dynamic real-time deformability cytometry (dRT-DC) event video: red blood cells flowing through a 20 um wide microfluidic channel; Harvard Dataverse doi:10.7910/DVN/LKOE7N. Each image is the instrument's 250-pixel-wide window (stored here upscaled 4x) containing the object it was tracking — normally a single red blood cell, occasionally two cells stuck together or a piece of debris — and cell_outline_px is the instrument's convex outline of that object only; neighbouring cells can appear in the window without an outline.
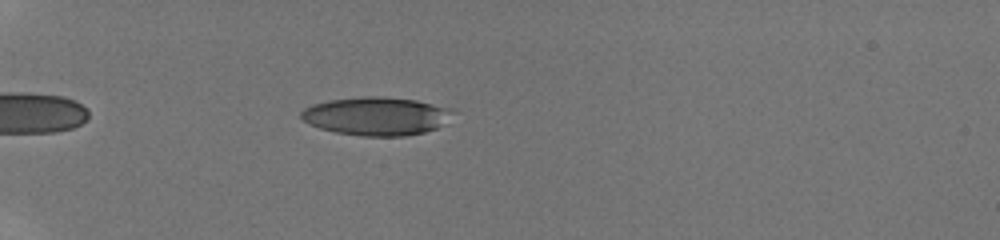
{"species": "human", "species_latin": "Homo sapiens", "temperature_condition": "room temperature", "stored_images_in_passage": 46, "camera_frame_rate_fps": 3000, "um_per_image_px": 0.085, "donor": {"sex": "male"}, "frame": {"image": 1, "passage_image": 9, "time_ms": 2.333, "image_size_px": [1000, 240], "cell_outline_px": [[456, 112], [436, 128], [424, 132], [404, 136], [364, 136], [336, 132], [320, 128], [308, 124], [300, 116], [300, 112], [304, 108], [312, 104], [328, 100], [360, 96], [380, 96], [416, 100], [452, 108]], "centroid_in_image_um": [31.97, 9.86], "position_along_channel_um": 53.0, "area_um2": 33.93}}
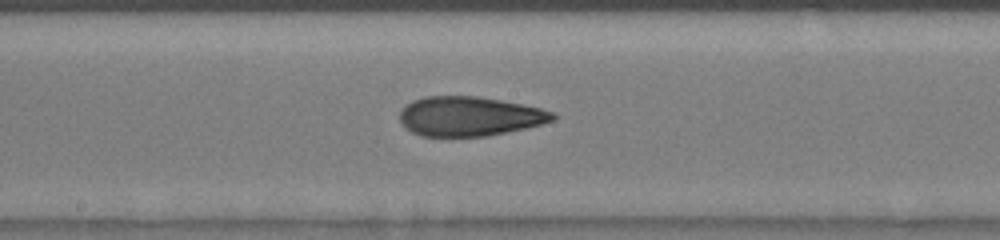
{"frame": {"image": 2, "passage_image": 26, "time_ms": 7.0, "image_size_px": [1000, 240], "cell_outline_px": [[556, 116], [552, 120], [540, 124], [524, 128], [484, 136], [420, 136], [404, 128], [400, 120], [400, 112], [404, 104], [412, 100], [424, 96], [476, 96], [500, 100], [540, 108], [556, 112]], "centroid_in_image_um": [39.84, 9.87], "position_along_channel_um": 208.4, "area_um2": 35.08}}
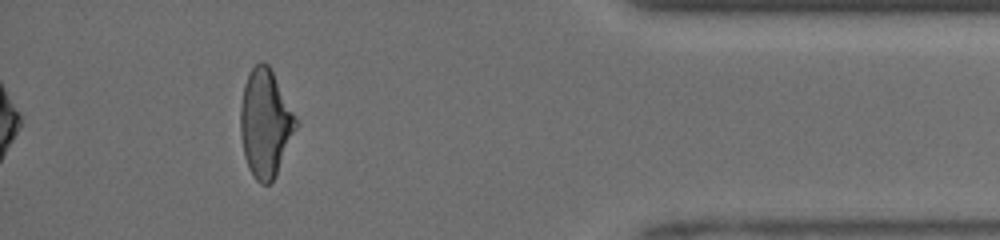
{"frame": {"image": 3, "passage_image": 46, "time_ms": 12.667, "image_size_px": [1000, 240], "cell_outline_px": [[300, 124], [272, 180], [268, 184], [260, 184], [256, 180], [244, 156], [240, 132], [240, 104], [244, 84], [252, 68], [260, 60], [268, 64], [296, 116]], "centroid_in_image_um": [22.56, 10.45], "position_along_channel_um": 412.6, "area_um2": 34.56}, "authors_computed_cell_mechanics": {"area_um2": 34.8823, "velocity_mm_per_s": 4.1571, "shape_relaxation_time_tau1_ms": 6.1713, "shape_relaxation_time_tau2_ms": 2.0007, "deformation_change_tau1": 0.196, "deformation_change_tau2": 0.1078}}